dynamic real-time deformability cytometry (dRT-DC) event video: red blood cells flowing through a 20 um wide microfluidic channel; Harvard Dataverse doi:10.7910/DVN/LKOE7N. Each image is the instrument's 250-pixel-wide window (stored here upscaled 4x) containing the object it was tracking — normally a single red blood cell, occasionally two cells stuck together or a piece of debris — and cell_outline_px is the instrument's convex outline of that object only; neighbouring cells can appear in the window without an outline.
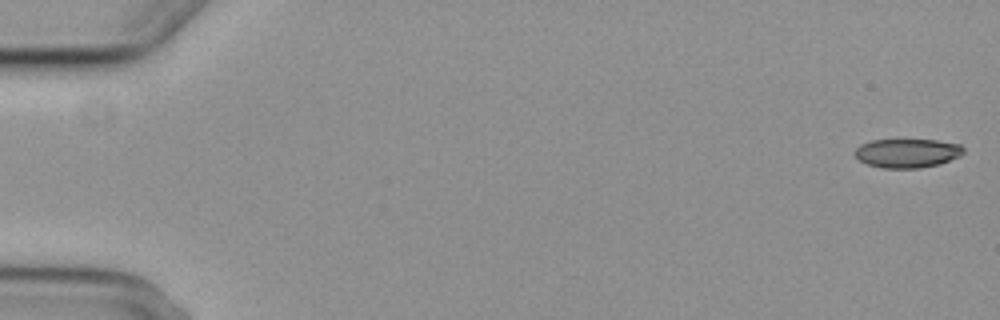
{"species": "common noctule bat (a hibernating species)", "species_latin": "Nyctalus noctula", "temperature_condition": "cold", "stored_images_in_passage": 6, "camera_frame_rate_fps": 3000, "um_per_image_px": 0.085, "animal": {"sex": "female", "body_mass_g": 29.2, "forearm_length_mm": 56.3}, "frame": {"image": 1, "passage_image": 1, "time_ms": 0.0, "image_size_px": [1000, 320], "cell_outline_px": [[964, 152], [960, 156], [940, 164], [920, 168], [884, 168], [868, 164], [860, 160], [852, 152], [860, 144], [872, 140], [936, 140], [960, 144], [964, 148]], "centroid_in_image_um": [77.12, 13.01], "position_along_channel_um": 7.9, "area_um2": 18.38}}
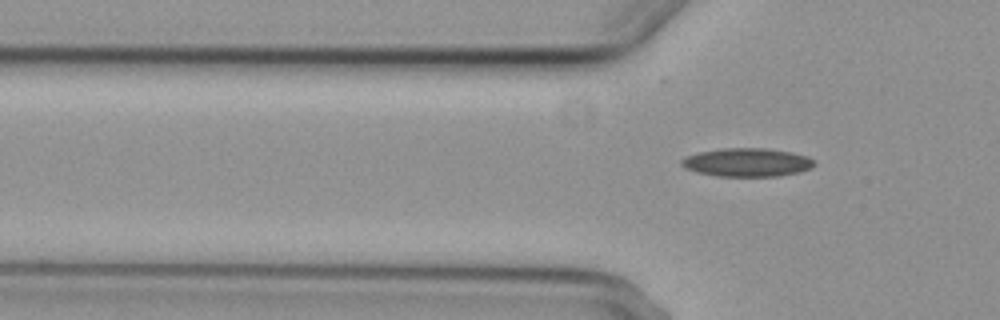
{"frame": {"image": 2, "passage_image": 6, "time_ms": 5.667, "image_size_px": [1000, 320], "cell_outline_px": [[816, 164], [812, 168], [800, 172], [780, 176], [716, 176], [696, 172], [684, 168], [680, 164], [680, 160], [684, 156], [696, 152], [720, 148], [764, 148], [792, 152], [808, 156], [816, 160]], "centroid_in_image_um": [63.49, 13.8], "position_along_channel_um": 62.3, "area_um2": 22.48}}